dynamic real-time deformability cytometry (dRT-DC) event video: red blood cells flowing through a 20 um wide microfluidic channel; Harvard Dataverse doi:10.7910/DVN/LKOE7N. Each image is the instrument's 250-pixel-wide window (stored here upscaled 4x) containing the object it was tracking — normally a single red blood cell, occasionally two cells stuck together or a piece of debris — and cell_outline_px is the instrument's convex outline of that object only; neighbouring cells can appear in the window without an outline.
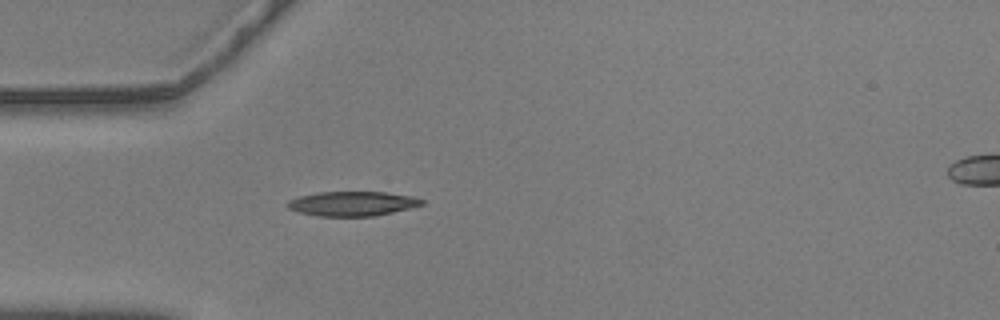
{"species": "common noctule bat (a hibernating species)", "species_latin": "Nyctalus noctula", "temperature_condition": "warm", "stored_images_in_passage": 3, "camera_frame_rate_fps": 3000, "um_per_image_px": 0.085, "animal": {"sex": "male", "body_mass_g": 20.5, "forearm_length_mm": 52.5}, "frame": {"image": 1, "passage_image": 1, "time_ms": 0.0, "image_size_px": [1000, 320], "cell_outline_px": [[424, 204], [392, 212], [372, 216], [316, 216], [300, 212], [288, 208], [284, 204], [288, 200], [300, 196], [320, 192], [384, 192], [412, 196], [424, 200]], "centroid_in_image_um": [29.91, 17.31], "position_along_channel_um": 55.1, "area_um2": 19.07}}